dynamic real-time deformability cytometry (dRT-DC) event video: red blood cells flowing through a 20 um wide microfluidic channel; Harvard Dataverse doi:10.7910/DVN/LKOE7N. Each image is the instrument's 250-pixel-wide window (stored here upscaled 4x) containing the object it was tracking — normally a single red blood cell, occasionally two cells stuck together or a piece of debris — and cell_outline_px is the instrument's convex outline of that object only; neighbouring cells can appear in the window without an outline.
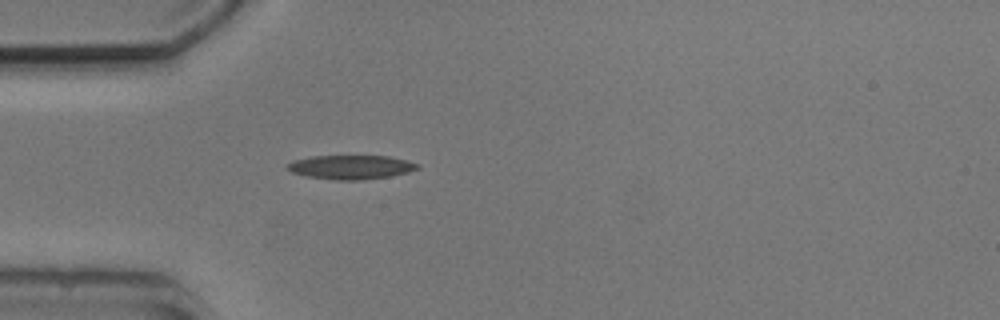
{"species": "common noctule bat (a hibernating species)", "species_latin": "Nyctalus noctula", "temperature_condition": "cold", "stored_images_in_passage": 1, "camera_frame_rate_fps": 3000, "um_per_image_px": 0.085, "animal": {"sex": "male", "body_mass_g": 20.5, "forearm_length_mm": 52.5}, "frame": {"image": 1, "passage_image": 1, "time_ms": 0.0, "image_size_px": [1000, 320], "cell_outline_px": [[420, 168], [408, 172], [392, 176], [360, 180], [336, 180], [308, 176], [292, 172], [284, 168], [284, 164], [292, 160], [312, 156], [388, 156], [420, 164]], "centroid_in_image_um": [29.79, 14.2], "position_along_channel_um": 55.2, "area_um2": 18.32}}